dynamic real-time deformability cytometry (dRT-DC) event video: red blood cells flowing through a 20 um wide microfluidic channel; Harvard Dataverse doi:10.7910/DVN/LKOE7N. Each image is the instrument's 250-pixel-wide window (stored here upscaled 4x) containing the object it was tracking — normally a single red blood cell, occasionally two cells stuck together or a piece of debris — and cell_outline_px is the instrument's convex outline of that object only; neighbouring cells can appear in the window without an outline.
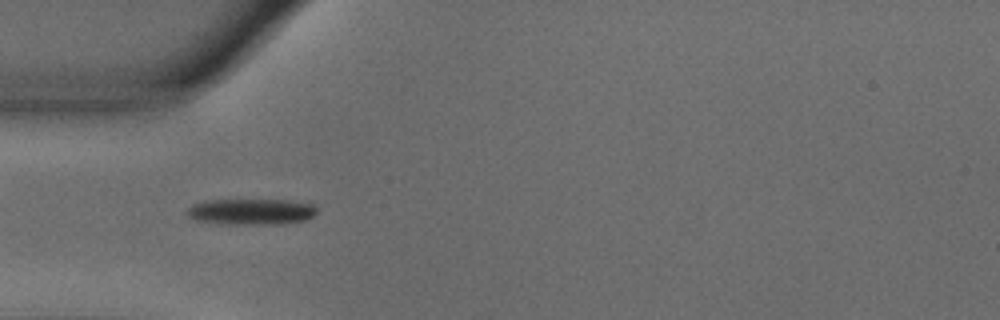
{"species": "common noctule bat (a hibernating species)", "species_latin": "Nyctalus noctula", "temperature_condition": "warm", "stored_images_in_passage": 37, "camera_frame_rate_fps": 3000, "um_per_image_px": 0.085, "animal": {"sex": "male", "body_mass_g": 18.8}, "frame": {"image": 1, "passage_image": 2, "time_ms": 0.333, "image_size_px": [1000, 320], "cell_outline_px": [[316, 212], [312, 216], [304, 220], [280, 224], [236, 224], [196, 220], [188, 216], [188, 208], [192, 204], [204, 200], [284, 200], [312, 204], [316, 208]], "centroid_in_image_um": [21.34, 17.98], "position_along_channel_um": 63.7, "area_um2": 19.36}}
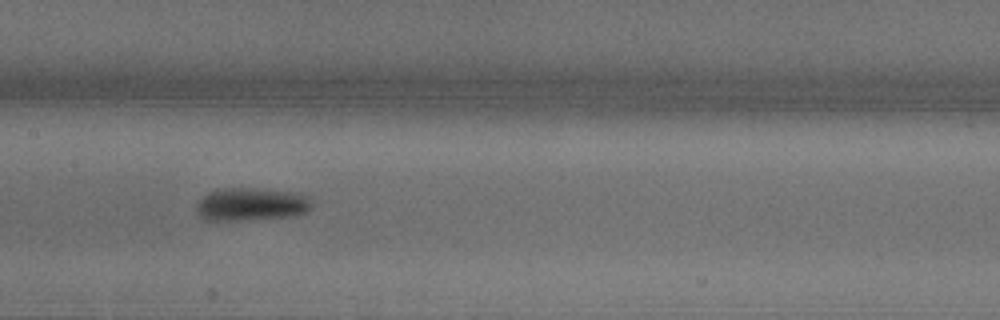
{"frame": {"image": 2, "passage_image": 12, "time_ms": 3.667, "image_size_px": [1000, 320], "cell_outline_px": [[312, 204], [304, 212], [296, 216], [236, 220], [208, 220], [200, 216], [196, 212], [196, 204], [208, 192], [224, 188], [252, 188], [292, 192], [308, 196]], "centroid_in_image_um": [21.33, 17.36], "position_along_channel_um": 186.1, "area_um2": 21.91}}
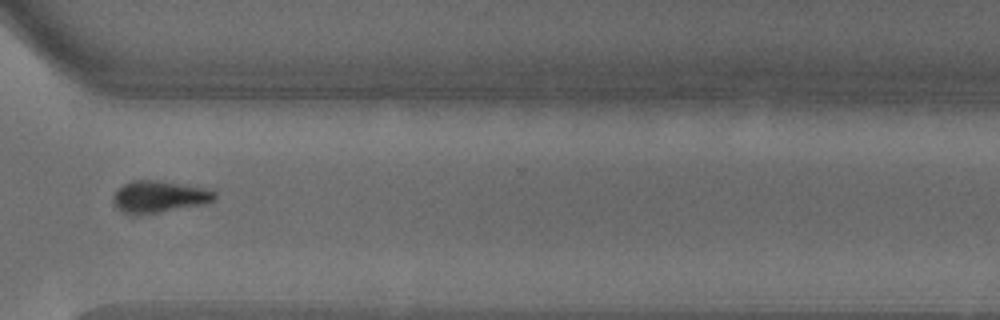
{"frame": {"image": 3, "passage_image": 26, "time_ms": 8.333, "image_size_px": [1000, 320], "cell_outline_px": [[216, 196], [212, 200], [204, 204], [160, 212], [124, 212], [112, 200], [112, 196], [124, 184], [132, 180], [160, 180], [208, 188], [216, 192]], "centroid_in_image_um": [13.59, 16.67], "position_along_channel_um": 357.0, "area_um2": 18.32}, "authors_computed_cell_mechanics": {"area_um2": 19.2474, "velocity_mm_per_s": 3.6715, "shape_relaxation_time_tau1_ms": 3.4099, "shape_relaxation_time_tau2_ms": null, "deformation_change_tau1": 0.1779, "deformation_change_tau2": null}}